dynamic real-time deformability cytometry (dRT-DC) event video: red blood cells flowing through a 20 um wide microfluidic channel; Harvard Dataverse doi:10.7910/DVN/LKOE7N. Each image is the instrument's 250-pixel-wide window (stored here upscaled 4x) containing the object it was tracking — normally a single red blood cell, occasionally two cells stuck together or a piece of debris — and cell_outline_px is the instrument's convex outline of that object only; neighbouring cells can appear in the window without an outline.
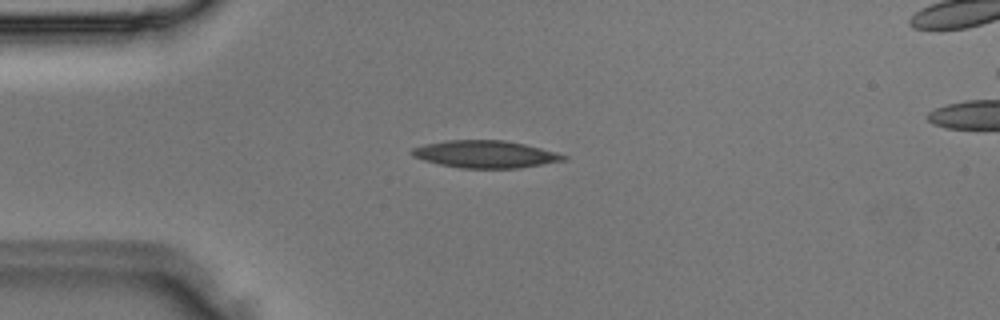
{"species": "Egyptian fruit bat (a non-hibernating species)", "species_latin": "Rousettus aegyptiacus", "temperature_condition": "room temperature", "stored_images_in_passage": 3, "camera_frame_rate_fps": 3000, "um_per_image_px": 0.085, "animal": {"sex": "male"}, "frame": {"image": 1, "passage_image": 2, "time_ms": 0.333, "image_size_px": [1000, 320], "cell_outline_px": [[568, 160], [520, 168], [460, 168], [440, 164], [424, 160], [412, 156], [408, 152], [412, 148], [424, 144], [444, 140], [504, 140], [524, 144], [556, 152], [568, 156]], "centroid_in_image_um": [41.24, 13.11], "position_along_channel_um": 43.8, "area_um2": 24.28}}